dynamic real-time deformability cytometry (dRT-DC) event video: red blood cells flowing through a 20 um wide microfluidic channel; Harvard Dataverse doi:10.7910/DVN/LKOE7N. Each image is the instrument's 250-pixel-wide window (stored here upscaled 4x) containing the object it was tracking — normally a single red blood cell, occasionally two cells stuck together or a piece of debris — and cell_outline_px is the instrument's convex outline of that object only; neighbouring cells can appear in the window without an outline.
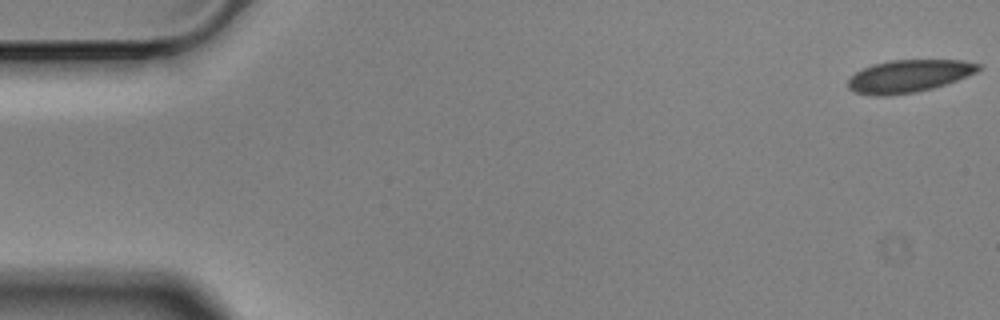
{"species": "Egyptian fruit bat (a non-hibernating species)", "species_latin": "Rousettus aegyptiacus", "temperature_condition": "cold", "stored_images_in_passage": 5, "camera_frame_rate_fps": 3000, "um_per_image_px": 0.085, "animal": {"sex": "male"}, "frame": {"image": 1, "passage_image": 1, "time_ms": 0.0, "image_size_px": [1000, 320], "cell_outline_px": [[980, 68], [976, 72], [956, 80], [932, 88], [916, 92], [888, 96], [872, 96], [856, 92], [848, 88], [848, 80], [856, 72], [872, 64], [888, 60], [964, 60], [980, 64]], "centroid_in_image_um": [77.22, 6.47], "position_along_channel_um": 7.8, "area_um2": 24.62}}
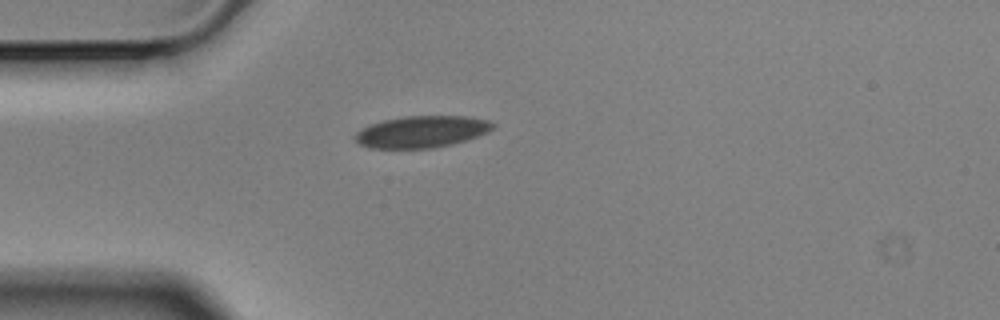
{"frame": {"image": 2, "passage_image": 5, "time_ms": 1.333, "image_size_px": [1000, 320], "cell_outline_px": [[496, 124], [488, 132], [452, 144], [432, 148], [368, 148], [360, 144], [356, 140], [356, 132], [372, 124], [384, 120], [404, 116], [468, 116], [488, 120]], "centroid_in_image_um": [35.86, 11.19], "position_along_channel_um": 49.1, "area_um2": 25.2}}